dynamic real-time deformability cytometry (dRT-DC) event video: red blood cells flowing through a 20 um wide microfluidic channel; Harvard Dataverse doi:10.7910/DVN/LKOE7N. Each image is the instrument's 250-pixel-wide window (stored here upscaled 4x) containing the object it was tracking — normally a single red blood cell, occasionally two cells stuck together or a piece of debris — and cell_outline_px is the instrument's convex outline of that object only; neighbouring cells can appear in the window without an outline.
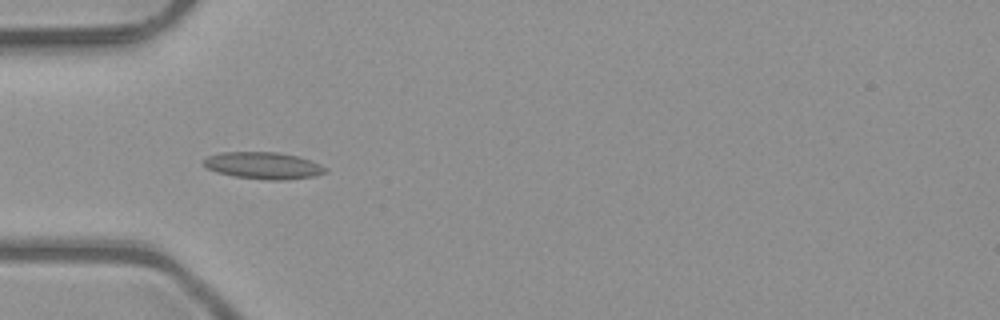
{"species": "common noctule bat (a hibernating species)", "species_latin": "Nyctalus noctula", "temperature_condition": "room temperature", "stored_images_in_passage": 7, "camera_frame_rate_fps": 3000, "um_per_image_px": 0.085, "animal": {"sex": "male", "body_mass_g": 23.1, "forearm_length_mm": 52.7}, "frame": {"image": 1, "passage_image": 4, "time_ms": 1.0, "image_size_px": [1000, 320], "cell_outline_px": [[328, 172], [316, 176], [284, 180], [264, 180], [232, 176], [216, 172], [208, 168], [204, 164], [204, 160], [208, 156], [224, 152], [276, 152], [296, 156], [320, 164], [328, 168]], "centroid_in_image_um": [22.42, 14.09], "position_along_channel_um": 62.6, "area_um2": 19.07}}
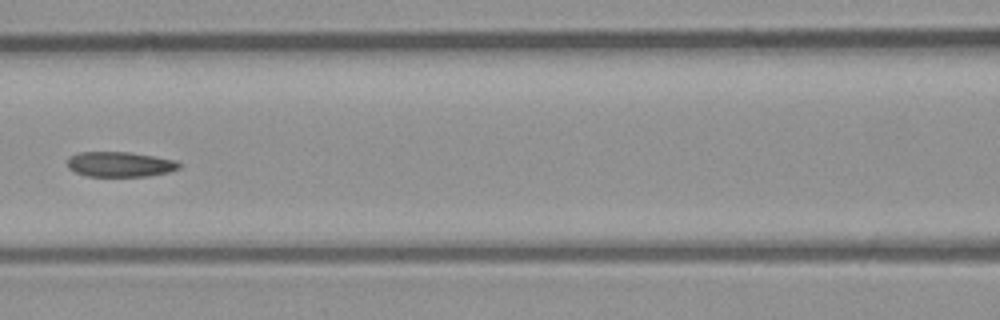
{"frame": {"image": 2, "passage_image": 6, "time_ms": 1.667, "image_size_px": [1000, 320], "cell_outline_px": [[180, 168], [168, 172], [148, 176], [88, 176], [76, 172], [68, 168], [68, 156], [80, 152], [128, 152], [176, 160], [180, 164]], "centroid_in_image_um": [10.18, 13.96], "position_along_channel_um": 156.4, "area_um2": 16.24}}
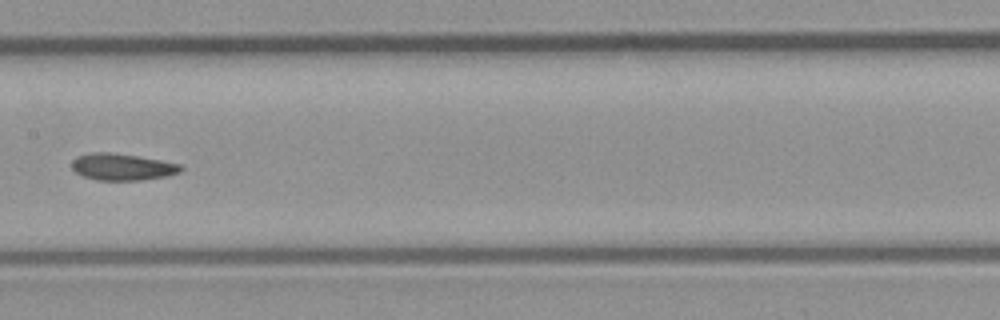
{"frame": {"image": 3, "passage_image": 7, "time_ms": 2.0, "image_size_px": [1000, 320], "cell_outline_px": [[184, 168], [180, 172], [168, 176], [140, 180], [96, 180], [84, 176], [76, 172], [72, 168], [72, 160], [76, 156], [92, 152], [108, 152], [136, 156], [160, 160], [180, 164]], "centroid_in_image_um": [10.39, 14.19], "position_along_channel_um": 197.0, "area_um2": 16.94}}